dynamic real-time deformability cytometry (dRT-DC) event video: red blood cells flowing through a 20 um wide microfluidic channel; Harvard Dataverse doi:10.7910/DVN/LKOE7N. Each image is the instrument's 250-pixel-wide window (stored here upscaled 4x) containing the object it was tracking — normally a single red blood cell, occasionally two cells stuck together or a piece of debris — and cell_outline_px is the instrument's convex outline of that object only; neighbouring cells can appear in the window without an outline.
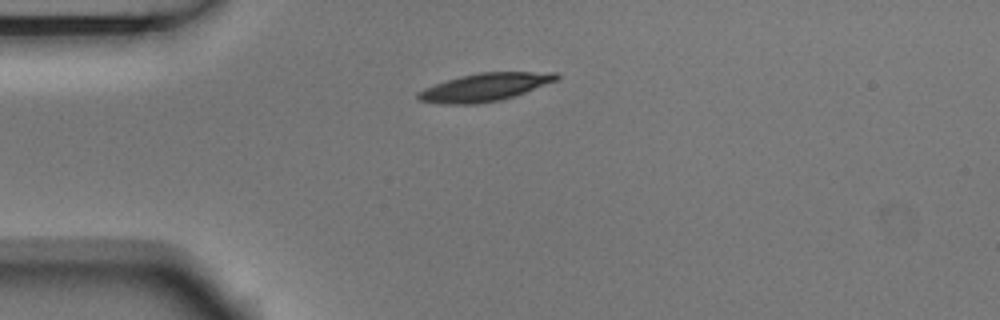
{"species": "Egyptian fruit bat (a non-hibernating species)", "species_latin": "Rousettus aegyptiacus", "temperature_condition": "room temperature", "stored_images_in_passage": 3, "camera_frame_rate_fps": 3000, "um_per_image_px": 0.085, "animal": {"sex": "male"}, "frame": {"image": 1, "passage_image": 1, "time_ms": 0.0, "image_size_px": [1000, 320], "cell_outline_px": [[560, 76], [556, 80], [524, 92], [500, 100], [476, 104], [444, 104], [420, 100], [416, 96], [416, 92], [424, 88], [460, 76], [480, 72], [556, 72]], "centroid_in_image_um": [41.18, 7.41], "position_along_channel_um": 43.8, "area_um2": 22.14}}
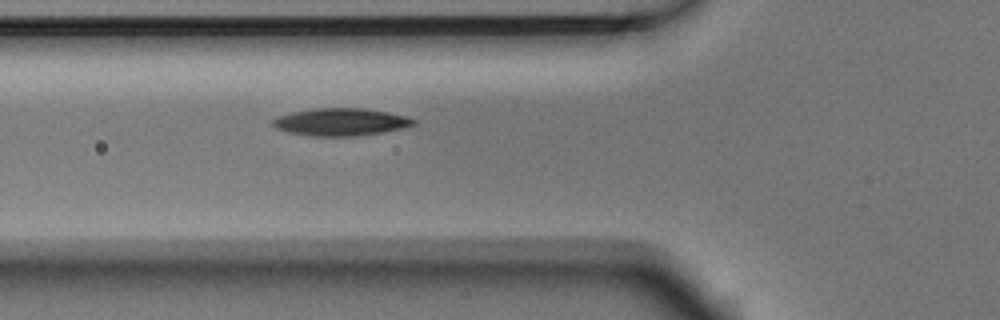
{"frame": {"image": 2, "passage_image": 3, "time_ms": 0.667, "image_size_px": [1000, 320], "cell_outline_px": [[416, 124], [408, 128], [356, 136], [308, 136], [288, 132], [276, 128], [272, 124], [272, 120], [276, 116], [292, 112], [312, 108], [364, 108], [388, 112], [408, 116], [416, 120]], "centroid_in_image_um": [28.99, 10.37], "position_along_channel_um": 96.8, "area_um2": 22.89}}